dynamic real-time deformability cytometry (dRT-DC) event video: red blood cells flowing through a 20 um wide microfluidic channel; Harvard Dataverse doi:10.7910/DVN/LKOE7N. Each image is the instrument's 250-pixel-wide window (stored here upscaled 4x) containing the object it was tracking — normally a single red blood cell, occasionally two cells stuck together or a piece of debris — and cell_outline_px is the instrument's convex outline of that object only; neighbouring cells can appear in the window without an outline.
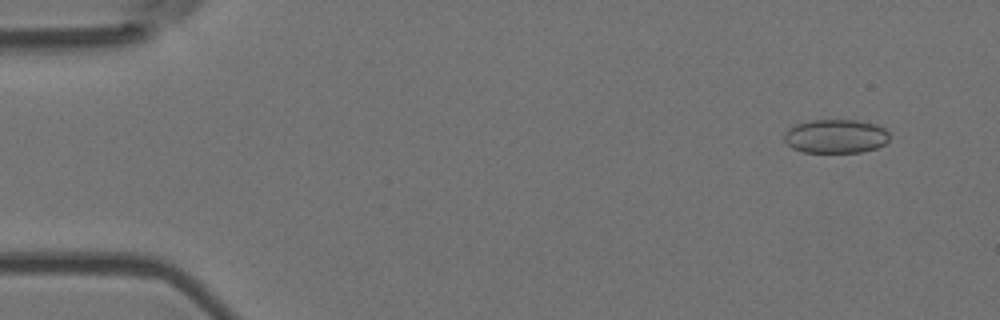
{"species": "Egyptian fruit bat (a non-hibernating species)", "species_latin": "Rousettus aegyptiacus", "temperature_condition": "room temperature", "stored_images_in_passage": 5, "camera_frame_rate_fps": 3000, "um_per_image_px": 0.085, "animal": {"sex": "female"}, "frame": {"image": 1, "passage_image": 1, "time_ms": 0.0, "image_size_px": [1000, 320], "cell_outline_px": [[888, 140], [884, 144], [876, 148], [860, 152], [804, 152], [792, 148], [784, 140], [784, 132], [788, 128], [796, 124], [812, 120], [856, 120], [876, 124], [884, 128], [888, 132]], "centroid_in_image_um": [71.02, 11.58], "position_along_channel_um": 14.0, "area_um2": 20.75}}